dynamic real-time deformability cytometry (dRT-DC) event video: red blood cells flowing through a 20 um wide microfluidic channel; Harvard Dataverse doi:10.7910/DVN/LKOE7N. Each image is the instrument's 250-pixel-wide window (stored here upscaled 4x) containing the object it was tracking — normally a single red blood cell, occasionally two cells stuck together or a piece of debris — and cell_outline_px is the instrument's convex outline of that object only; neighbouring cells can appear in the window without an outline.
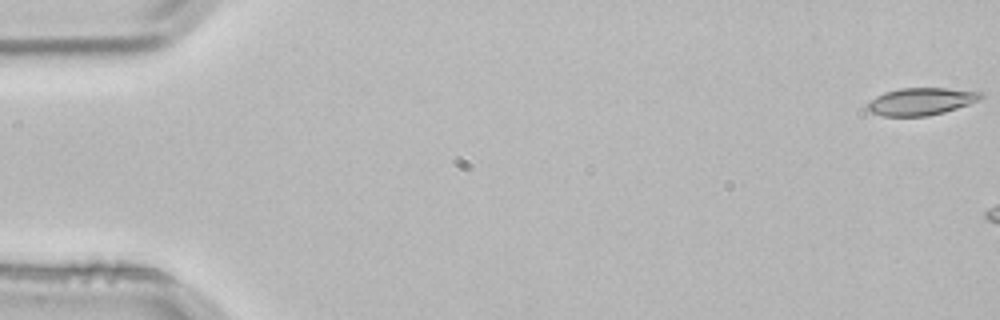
{"species": "common noctule bat (a hibernating species)", "species_latin": "Nyctalus noctula", "temperature_condition": "room temperature", "stored_images_in_passage": 3, "camera_frame_rate_fps": 3000, "um_per_image_px": 0.085, "animal": {"sex": "male", "body_mass_g": 21.5, "forearm_length_mm": 52.0}, "frame": {"image": 1, "passage_image": 1, "time_ms": 0.0, "image_size_px": [1000, 320], "cell_outline_px": [[984, 96], [980, 100], [944, 112], [928, 116], [884, 116], [872, 112], [868, 108], [868, 104], [876, 96], [884, 92], [900, 88], [948, 88], [984, 92]], "centroid_in_image_um": [78.34, 8.61], "position_along_channel_um": 6.7, "area_um2": 17.98}}